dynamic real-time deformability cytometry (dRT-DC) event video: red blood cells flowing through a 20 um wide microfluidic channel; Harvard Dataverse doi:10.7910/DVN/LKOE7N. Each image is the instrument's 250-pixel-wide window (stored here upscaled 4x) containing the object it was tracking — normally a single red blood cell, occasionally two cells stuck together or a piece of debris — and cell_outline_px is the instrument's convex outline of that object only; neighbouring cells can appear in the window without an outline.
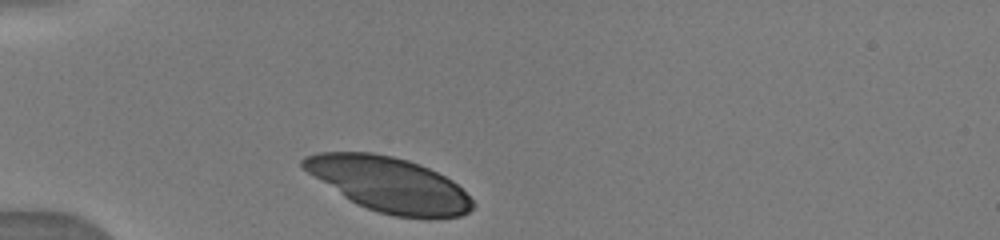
{"species": "human", "species_latin": "Homo sapiens", "temperature_condition": "warm", "stored_images_in_passage": 8, "camera_frame_rate_fps": 3000, "um_per_image_px": 0.085, "donor": {"sex": "male"}, "frame": {"image": 1, "passage_image": 1, "time_ms": 0.0, "image_size_px": [1000, 240], "cell_outline_px": [[476, 204], [468, 212], [460, 216], [392, 216], [356, 204], [300, 168], [300, 160], [304, 156], [320, 152], [372, 152], [392, 156], [408, 160], [420, 164], [452, 180]], "centroid_in_image_um": [33.0, 15.64], "position_along_channel_um": 52.0, "area_um2": 53.29}}